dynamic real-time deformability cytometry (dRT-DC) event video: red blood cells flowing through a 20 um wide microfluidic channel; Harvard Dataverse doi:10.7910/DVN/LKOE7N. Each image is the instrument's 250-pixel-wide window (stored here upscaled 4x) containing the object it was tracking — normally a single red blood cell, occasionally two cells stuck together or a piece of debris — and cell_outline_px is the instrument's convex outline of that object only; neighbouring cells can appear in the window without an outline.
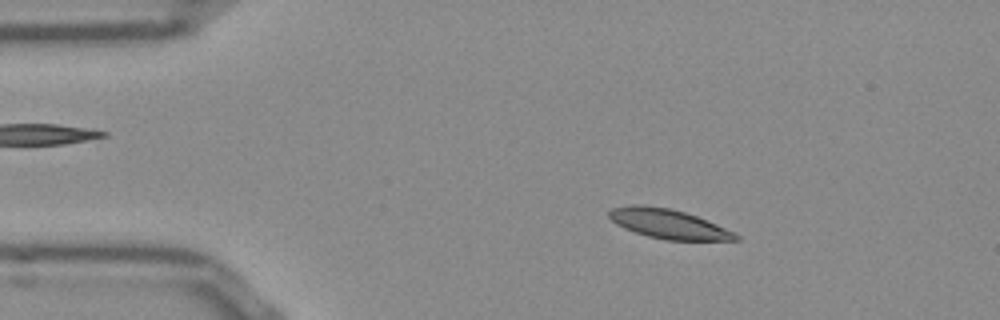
{"species": "Egyptian fruit bat (a non-hibernating species)", "species_latin": "Rousettus aegyptiacus", "temperature_condition": "room temperature", "stored_images_in_passage": 52, "camera_frame_rate_fps": 3000, "um_per_image_px": 0.085, "frame": {"image": 1, "passage_image": 8, "time_ms": 2.333, "image_size_px": [1000, 320], "cell_outline_px": [[740, 240], [664, 240], [648, 236], [624, 228], [616, 224], [608, 216], [608, 212], [612, 208], [632, 204], [644, 204], [668, 208], [684, 212], [696, 216], [736, 232], [740, 236]], "centroid_in_image_um": [56.81, 19.03], "position_along_channel_um": 28.2, "area_um2": 21.73}}
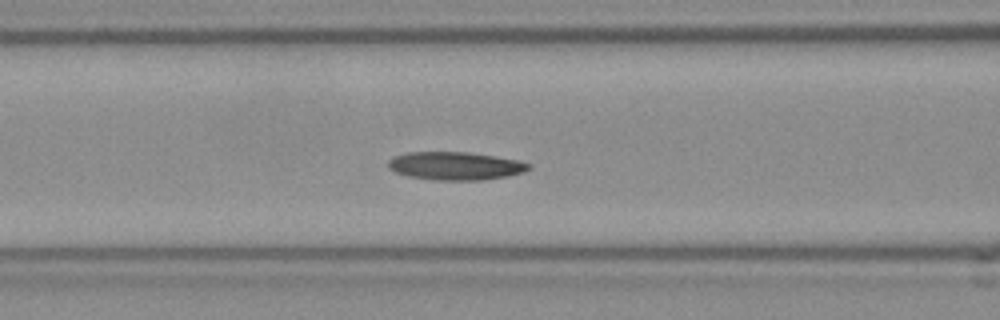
{"frame": {"image": 2, "passage_image": 20, "time_ms": 6.333, "image_size_px": [1000, 320], "cell_outline_px": [[532, 168], [524, 172], [508, 176], [484, 180], [432, 180], [408, 176], [396, 172], [388, 168], [388, 160], [396, 156], [408, 152], [468, 152], [516, 160], [532, 164]], "centroid_in_image_um": [38.72, 14.11], "position_along_channel_um": 127.9, "area_um2": 23.0}}
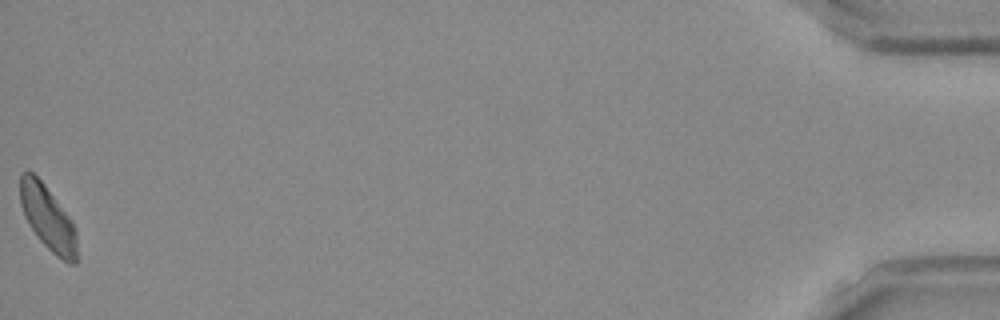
{"frame": {"image": 3, "passage_image": 52, "time_ms": 17.0, "image_size_px": [1000, 320], "cell_outline_px": [[76, 264], [68, 264], [56, 256], [40, 240], [28, 224], [24, 216], [20, 204], [20, 172], [28, 168], [44, 184], [72, 220], [76, 232]], "centroid_in_image_um": [4.04, 18.51], "position_along_channel_um": 431.2, "area_um2": 21.44}, "authors_computed_cell_mechanics": {"area_um2": 22.2241, "velocity_mm_per_s": 3.8214, "shape_relaxation_time_tau1_ms": 5.2994, "shape_relaxation_time_tau2_ms": 4.1662, "deformation_change_tau1": 0.1461, "deformation_change_tau2": 0.1261}}